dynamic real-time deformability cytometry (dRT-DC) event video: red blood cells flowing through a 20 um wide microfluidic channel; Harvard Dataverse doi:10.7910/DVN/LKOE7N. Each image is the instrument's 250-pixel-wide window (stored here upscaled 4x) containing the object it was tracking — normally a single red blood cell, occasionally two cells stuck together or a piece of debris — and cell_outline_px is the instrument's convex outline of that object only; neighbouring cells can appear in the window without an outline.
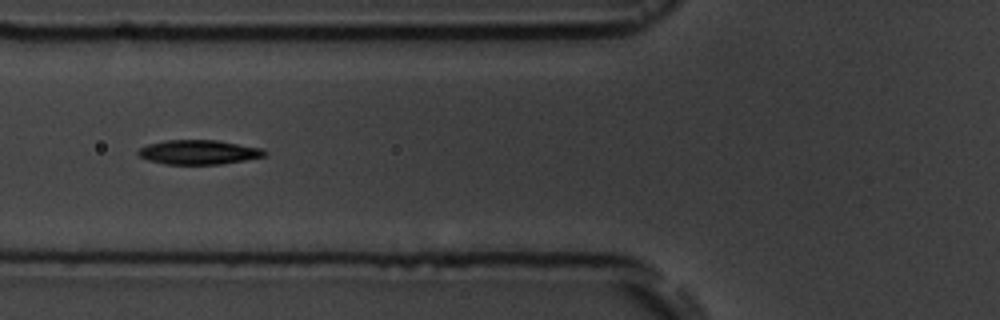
{"species": "common noctule bat (a hibernating species)", "species_latin": "Nyctalus noctula", "temperature_condition": "room temperature", "stored_images_in_passage": 16, "camera_frame_rate_fps": 3000, "um_per_image_px": 0.085, "animal": {"sex": "male", "body_mass_g": 19.5, "forearm_length_mm": 54.6}, "frame": {"image": 1, "passage_image": 7, "time_ms": 7.667, "image_size_px": [1000, 320], "cell_outline_px": [[268, 152], [264, 156], [244, 160], [220, 164], [164, 164], [148, 160], [140, 156], [136, 152], [140, 148], [148, 144], [164, 140], [216, 140], [264, 148]], "centroid_in_image_um": [16.89, 12.93], "position_along_channel_um": 108.9, "area_um2": 17.98}}
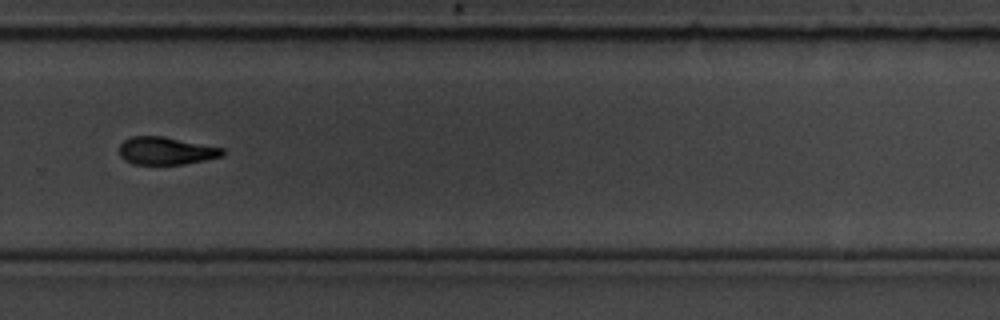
{"frame": {"image": 2, "passage_image": 12, "time_ms": 13.333, "image_size_px": [1000, 320], "cell_outline_px": [[224, 156], [184, 164], [132, 164], [124, 160], [120, 156], [120, 144], [124, 140], [132, 136], [164, 136], [224, 148]], "centroid_in_image_um": [14.11, 12.82], "position_along_channel_um": 315.7, "area_um2": 16.7}, "authors_computed_cell_mechanics": {"area_um2": 17.1666, "velocity_mm_per_s": 3.6596, "shape_relaxation_time_tau1_ms": 2.0723, "shape_relaxation_time_tau2_ms": 3.0186, "deformation_change_tau1": 0.0914, "deformation_change_tau2": 0.1007}}